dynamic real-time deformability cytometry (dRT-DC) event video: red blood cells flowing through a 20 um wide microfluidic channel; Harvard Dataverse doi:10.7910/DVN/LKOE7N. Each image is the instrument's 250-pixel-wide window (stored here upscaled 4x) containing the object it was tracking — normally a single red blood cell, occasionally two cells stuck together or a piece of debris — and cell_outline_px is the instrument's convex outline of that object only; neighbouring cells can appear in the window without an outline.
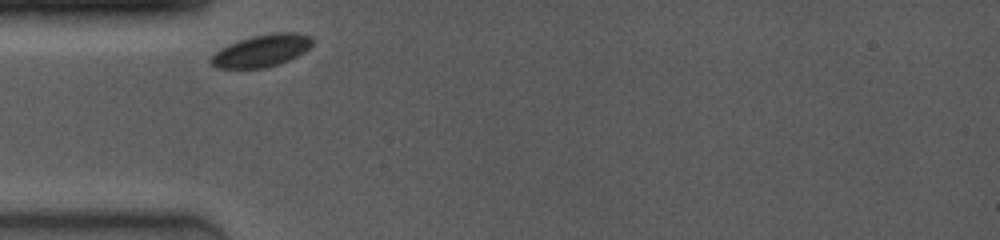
{"species": "common noctule bat (a hibernating species)", "species_latin": "Nyctalus noctula", "temperature_condition": "room temperature", "stored_images_in_passage": 2, "camera_frame_rate_fps": 4000, "um_per_image_px": 0.085, "animal": {"sex": "female", "body_mass_g": 19.0, "forearm_length_mm": 53.3}, "frame": {"image": 1, "passage_image": 1, "time_ms": 0.0, "image_size_px": [1000, 240], "cell_outline_px": [[312, 44], [308, 48], [296, 56], [288, 60], [264, 68], [220, 68], [212, 64], [212, 56], [220, 48], [240, 40], [256, 36], [276, 32], [292, 32], [308, 36], [312, 40]], "centroid_in_image_um": [22.23, 4.31], "position_along_channel_um": 62.8, "area_um2": 18.32}}
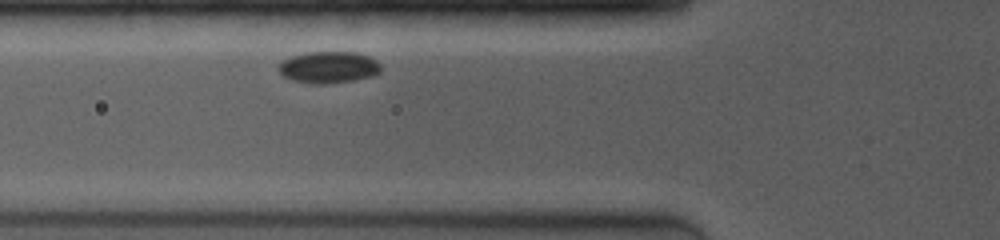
{"frame": {"image": 2, "passage_image": 2, "time_ms": 1.0, "image_size_px": [1000, 240], "cell_outline_px": [[380, 72], [372, 76], [352, 80], [324, 84], [320, 84], [296, 80], [284, 76], [280, 72], [280, 64], [284, 60], [292, 56], [308, 52], [356, 52], [368, 56], [376, 60], [380, 64]], "centroid_in_image_um": [27.98, 5.7], "position_along_channel_um": 97.8, "area_um2": 18.44}}